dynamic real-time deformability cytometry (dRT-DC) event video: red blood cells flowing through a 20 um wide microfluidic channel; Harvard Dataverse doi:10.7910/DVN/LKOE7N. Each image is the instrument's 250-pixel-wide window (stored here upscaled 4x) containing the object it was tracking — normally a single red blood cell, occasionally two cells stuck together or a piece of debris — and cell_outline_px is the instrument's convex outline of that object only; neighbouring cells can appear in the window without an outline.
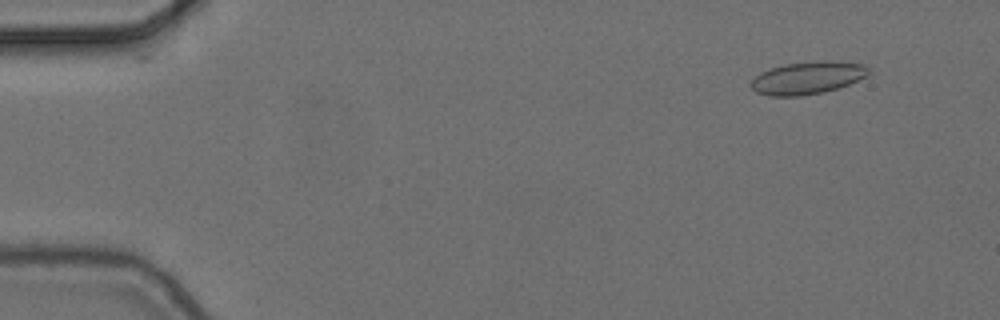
{"species": "common noctule bat (a hibernating species)", "species_latin": "Nyctalus noctula", "temperature_condition": "cold", "stored_images_in_passage": 9, "camera_frame_rate_fps": 3000, "um_per_image_px": 0.085, "animal": {"sex": "female", "body_mass_g": 24.6, "forearm_length_mm": 56.2}, "frame": {"image": 1, "passage_image": 2, "time_ms": 0.333, "image_size_px": [1000, 320], "cell_outline_px": [[872, 72], [868, 76], [848, 84], [836, 88], [820, 92], [800, 96], [768, 96], [756, 92], [748, 84], [760, 72], [784, 64], [816, 60], [824, 60], [864, 64], [872, 68]], "centroid_in_image_um": [68.66, 6.6], "position_along_channel_um": 16.3, "area_um2": 22.48}}
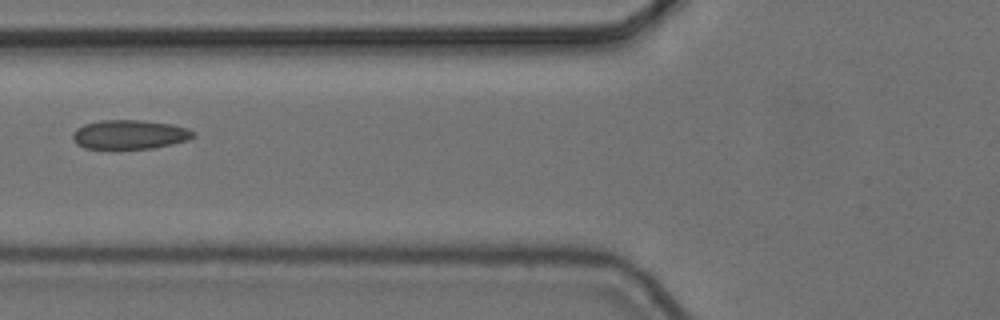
{"frame": {"image": 2, "passage_image": 6, "time_ms": 1.667, "image_size_px": [1000, 320], "cell_outline_px": [[196, 136], [188, 140], [172, 144], [152, 148], [84, 148], [76, 144], [72, 140], [72, 132], [76, 128], [84, 124], [100, 120], [144, 120], [172, 124], [188, 128], [196, 132]], "centroid_in_image_um": [11.02, 11.42], "position_along_channel_um": 114.8, "area_um2": 20.69}}
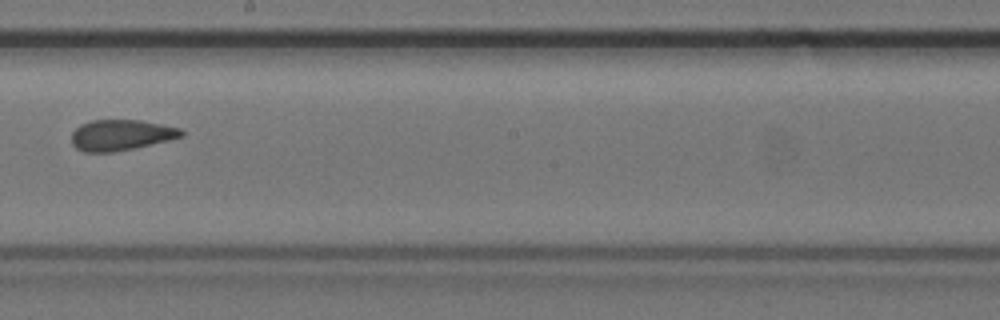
{"frame": {"image": 3, "passage_image": 9, "time_ms": 2.667, "image_size_px": [1000, 320], "cell_outline_px": [[184, 136], [168, 140], [132, 148], [112, 152], [84, 152], [76, 148], [72, 144], [72, 132], [80, 124], [92, 120], [140, 120], [180, 128], [184, 132]], "centroid_in_image_um": [10.26, 11.47], "position_along_channel_um": 237.9, "area_um2": 19.54}}